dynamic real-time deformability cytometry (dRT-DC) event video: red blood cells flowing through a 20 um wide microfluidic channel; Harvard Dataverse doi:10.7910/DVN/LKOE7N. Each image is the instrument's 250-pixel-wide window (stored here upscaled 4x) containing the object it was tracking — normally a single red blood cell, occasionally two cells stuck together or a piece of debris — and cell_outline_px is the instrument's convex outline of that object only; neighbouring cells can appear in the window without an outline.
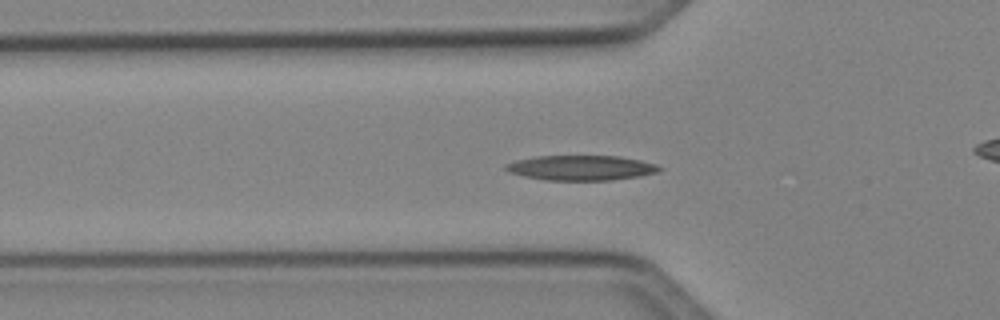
{"species": "Egyptian fruit bat (a non-hibernating species)", "species_latin": "Rousettus aegyptiacus", "temperature_condition": "cold", "stored_images_in_passage": 50, "camera_frame_rate_fps": 3000, "um_per_image_px": 0.085, "animal": {"sex": "female"}, "frame": {"image": 1, "passage_image": 16, "time_ms": 5.0, "image_size_px": [1000, 320], "cell_outline_px": [[664, 168], [656, 172], [640, 176], [612, 180], [544, 180], [524, 176], [508, 172], [504, 168], [504, 164], [516, 160], [536, 156], [620, 156], [640, 160], [656, 164]], "centroid_in_image_um": [49.38, 14.26], "position_along_channel_um": 76.4, "area_um2": 22.43}}
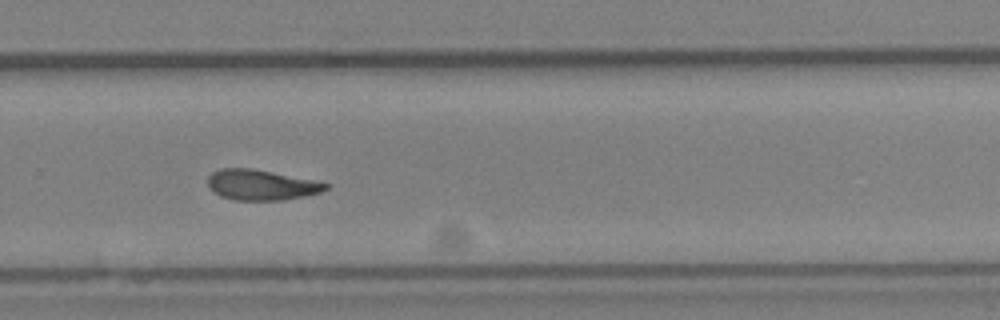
{"frame": {"image": 2, "passage_image": 33, "time_ms": 10.667, "image_size_px": [1000, 320], "cell_outline_px": [[332, 184], [328, 188], [320, 192], [304, 196], [284, 200], [232, 200], [220, 196], [208, 184], [208, 176], [212, 172], [220, 168], [248, 168], [272, 172]], "centroid_in_image_um": [22.2, 15.72], "position_along_channel_um": 307.6, "area_um2": 20.69}}
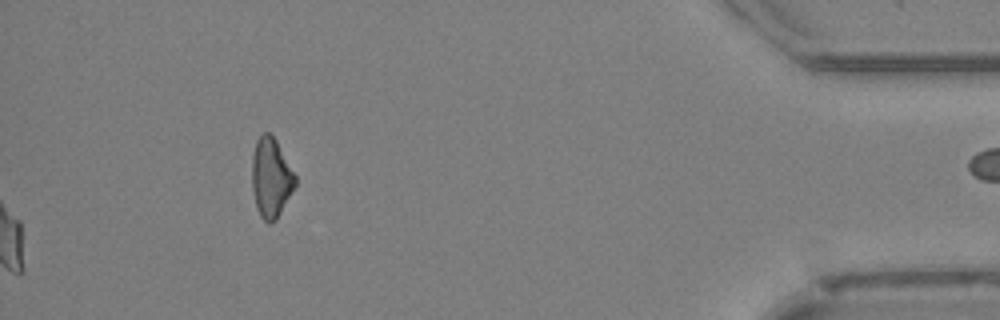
{"frame": {"image": 3, "passage_image": 50, "time_ms": 16.333, "image_size_px": [1000, 320], "cell_outline_px": [[296, 184], [276, 220], [268, 224], [260, 216], [256, 208], [252, 192], [252, 156], [256, 140], [264, 132], [268, 132], [276, 140], [296, 176]], "centroid_in_image_um": [23.01, 15.12], "position_along_channel_um": 412.2, "area_um2": 20.0}, "authors_computed_cell_mechanics": {"area_um2": 21.1259, "velocity_mm_per_s": 4.0849, "shape_relaxation_time_tau1_ms": 4.8127, "shape_relaxation_time_tau2_ms": 11.1587, "deformation_change_tau1": 0.1573, "deformation_change_tau2": 0.2281}}